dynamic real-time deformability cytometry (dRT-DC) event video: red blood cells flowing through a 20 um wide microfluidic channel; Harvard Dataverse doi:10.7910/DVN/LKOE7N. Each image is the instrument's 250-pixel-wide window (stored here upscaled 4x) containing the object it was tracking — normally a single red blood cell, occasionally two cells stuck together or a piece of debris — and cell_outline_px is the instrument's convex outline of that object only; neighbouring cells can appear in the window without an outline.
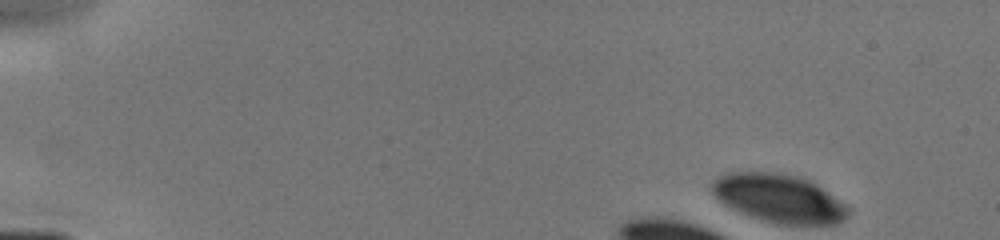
{"species": "human", "species_latin": "Homo sapiens", "temperature_condition": "cold", "stored_images_in_passage": 8, "camera_frame_rate_fps": 3000, "um_per_image_px": 0.085, "donor": {"sex": "male"}, "frame": {"image": 1, "passage_image": 1, "time_ms": 0.0, "image_size_px": [1000, 240], "cell_outline_px": [[852, 208], [848, 216], [844, 220], [836, 224], [776, 224], [740, 212], [724, 204], [712, 192], [712, 184], [720, 176], [728, 172], [772, 172], [800, 176], [816, 184]], "centroid_in_image_um": [66.27, 16.86], "position_along_channel_um": 18.7, "area_um2": 38.15}}